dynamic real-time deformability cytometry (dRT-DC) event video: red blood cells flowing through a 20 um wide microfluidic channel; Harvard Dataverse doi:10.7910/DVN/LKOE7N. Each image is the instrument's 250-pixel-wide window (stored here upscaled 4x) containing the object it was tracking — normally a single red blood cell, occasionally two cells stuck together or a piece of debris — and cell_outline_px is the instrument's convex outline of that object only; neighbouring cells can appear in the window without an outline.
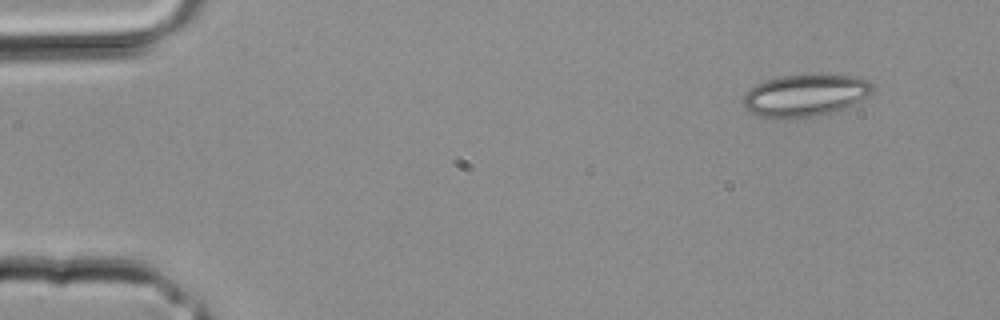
{"species": "common noctule bat (a hibernating species)", "species_latin": "Nyctalus noctula", "temperature_condition": "room temperature", "stored_images_in_passage": 32, "segment_of_instrument_passage": [1, 2], "camera_frame_rate_fps": 3000, "um_per_image_px": 0.085, "animal": {"sex": "male", "body_mass_g": 20.4}, "frame": {"image": 1, "passage_image": 1, "time_ms": 0.0, "image_size_px": [1000, 320], "cell_outline_px": [[876, 88], [868, 96], [852, 104], [832, 112], [820, 116], [788, 120], [784, 120], [760, 116], [748, 112], [744, 108], [744, 96], [756, 84], [764, 80], [780, 76], [856, 76], [872, 80]], "centroid_in_image_um": [68.46, 8.14], "position_along_channel_um": 16.5, "area_um2": 31.91}}
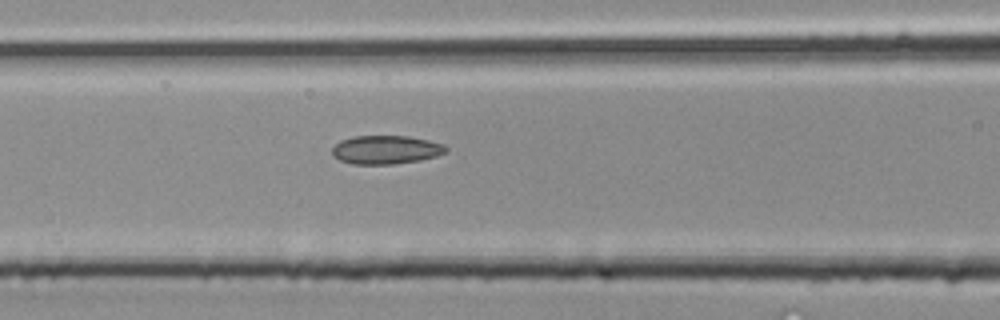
{"frame": {"image": 2, "passage_image": 12, "time_ms": 3.667, "image_size_px": [1000, 320], "cell_outline_px": [[448, 152], [436, 156], [420, 160], [392, 164], [352, 164], [340, 160], [332, 156], [332, 148], [340, 140], [352, 136], [408, 136], [428, 140], [444, 144], [448, 148]], "centroid_in_image_um": [32.8, 12.72], "position_along_channel_um": 133.8, "area_um2": 19.07}}
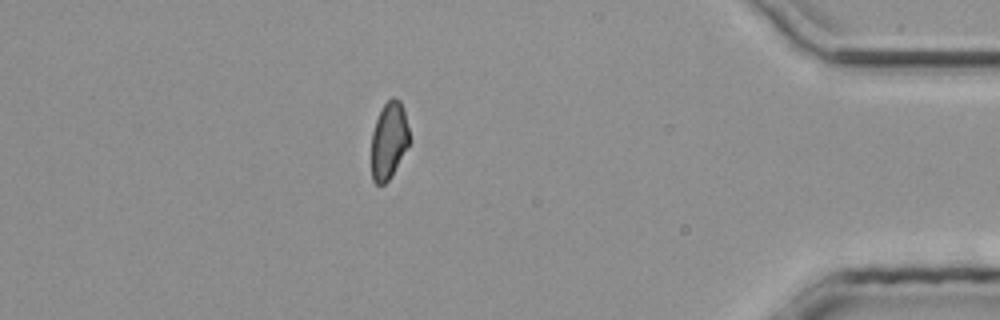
{"frame": {"image": 3, "passage_image": 27, "time_ms": 8.667, "image_size_px": [1000, 320], "cell_outline_px": [[408, 144], [392, 176], [384, 184], [376, 184], [372, 180], [372, 132], [376, 120], [384, 104], [392, 96], [400, 100], [404, 112], [408, 128]], "centroid_in_image_um": [33.03, 11.95], "position_along_channel_um": 402.2, "area_um2": 16.7}}